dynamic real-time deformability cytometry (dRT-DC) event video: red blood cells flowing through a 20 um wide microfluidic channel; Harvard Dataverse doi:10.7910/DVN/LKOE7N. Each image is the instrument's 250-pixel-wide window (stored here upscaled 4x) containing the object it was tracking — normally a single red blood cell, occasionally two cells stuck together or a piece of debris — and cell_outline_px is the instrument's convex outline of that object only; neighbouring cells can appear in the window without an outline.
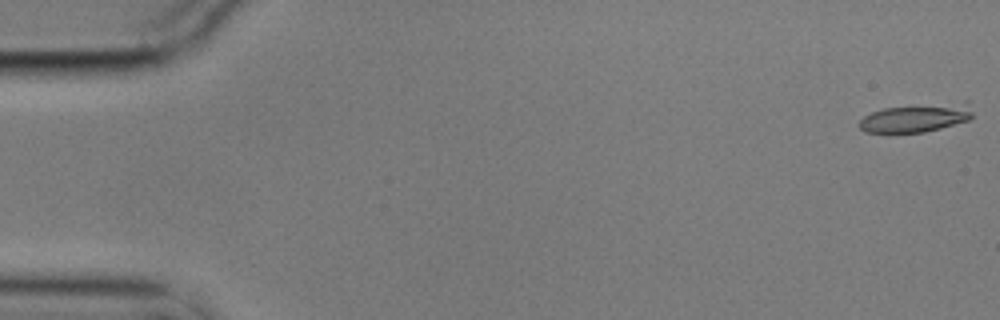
{"species": "common noctule bat (a hibernating species)", "species_latin": "Nyctalus noctula", "temperature_condition": "cold", "stored_images_in_passage": 5, "camera_frame_rate_fps": 3000, "um_per_image_px": 0.085, "animal": {"sex": "male", "body_mass_g": 17.9}, "frame": {"image": 1, "passage_image": 1, "time_ms": 0.0, "image_size_px": [1000, 320], "cell_outline_px": [[972, 116], [968, 120], [940, 128], [924, 132], [888, 136], [864, 132], [860, 128], [860, 120], [864, 116], [872, 112], [884, 108], [964, 100], [968, 100], [972, 112]], "centroid_in_image_um": [77.83, 10.04], "position_along_channel_um": 7.2, "area_um2": 19.77}}
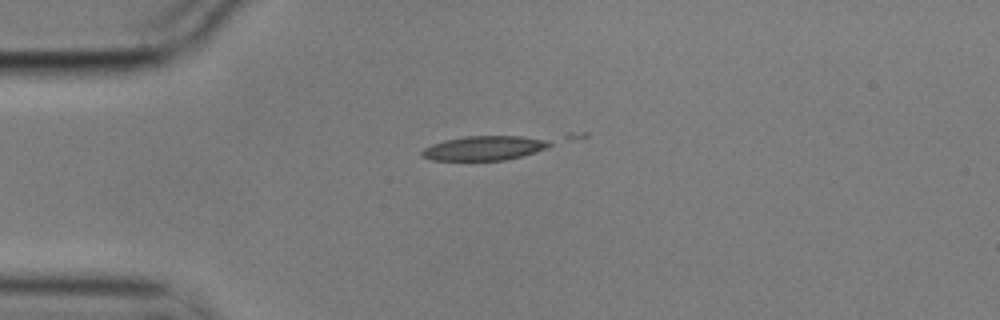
{"frame": {"image": 2, "passage_image": 4, "time_ms": 1.0, "image_size_px": [1000, 320], "cell_outline_px": [[588, 136], [536, 152], [504, 160], [432, 160], [420, 156], [420, 152], [424, 148], [432, 144], [444, 140], [464, 136], [568, 132], [588, 132]], "centroid_in_image_um": [42.21, 12.41], "position_along_channel_um": 42.8, "area_um2": 22.31}}